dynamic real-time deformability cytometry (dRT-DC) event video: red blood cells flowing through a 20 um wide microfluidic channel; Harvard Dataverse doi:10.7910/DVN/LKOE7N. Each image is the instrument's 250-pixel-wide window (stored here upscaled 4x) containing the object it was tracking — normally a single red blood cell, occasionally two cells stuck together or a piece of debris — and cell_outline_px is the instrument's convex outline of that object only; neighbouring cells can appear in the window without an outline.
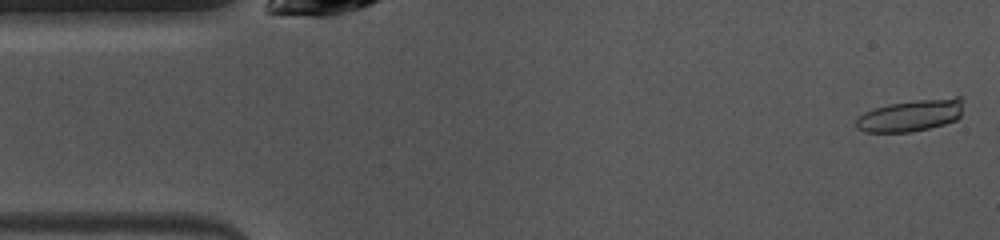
{"species": "common noctule bat (a hibernating species)", "species_latin": "Nyctalus noctula", "temperature_condition": "warm", "stored_images_in_passage": 27, "camera_frame_rate_fps": 3000, "um_per_image_px": 0.085, "animal": {"sex": "female", "body_mass_g": 10.0, "forearm_length_mm": 53.1}, "frame": {"image": 1, "passage_image": 1, "time_ms": 0.0, "image_size_px": [1000, 240], "cell_outline_px": [[964, 100], [960, 116], [956, 120], [944, 124], [912, 132], [864, 132], [856, 128], [856, 120], [864, 112], [888, 104], [916, 100], [956, 96], [960, 96]], "centroid_in_image_um": [77.45, 9.8], "position_along_channel_um": 7.6, "area_um2": 20.0}}
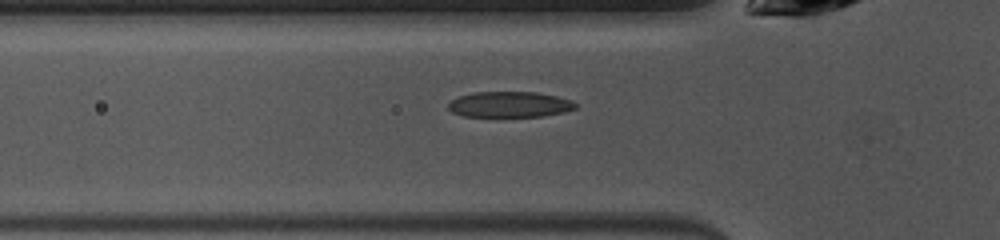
{"frame": {"image": 2, "passage_image": 14, "time_ms": 4.333, "image_size_px": [1000, 240], "cell_outline_px": [[576, 108], [564, 112], [544, 116], [464, 116], [452, 112], [448, 108], [448, 104], [452, 100], [460, 96], [476, 92], [536, 92], [556, 96], [572, 100], [576, 104]], "centroid_in_image_um": [43.34, 8.87], "position_along_channel_um": 82.5, "area_um2": 18.9}}
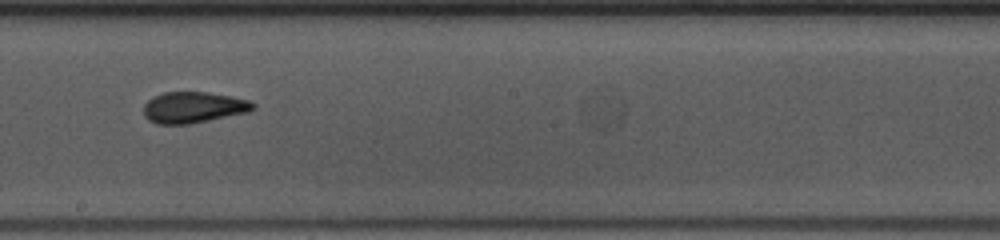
{"frame": {"image": 3, "passage_image": 25, "time_ms": 8.0, "image_size_px": [1000, 240], "cell_outline_px": [[256, 108], [248, 112], [188, 124], [156, 124], [148, 120], [144, 116], [144, 104], [152, 96], [164, 92], [208, 92], [232, 96], [248, 100], [256, 104]], "centroid_in_image_um": [16.43, 9.12], "position_along_channel_um": 231.8, "area_um2": 19.94}}